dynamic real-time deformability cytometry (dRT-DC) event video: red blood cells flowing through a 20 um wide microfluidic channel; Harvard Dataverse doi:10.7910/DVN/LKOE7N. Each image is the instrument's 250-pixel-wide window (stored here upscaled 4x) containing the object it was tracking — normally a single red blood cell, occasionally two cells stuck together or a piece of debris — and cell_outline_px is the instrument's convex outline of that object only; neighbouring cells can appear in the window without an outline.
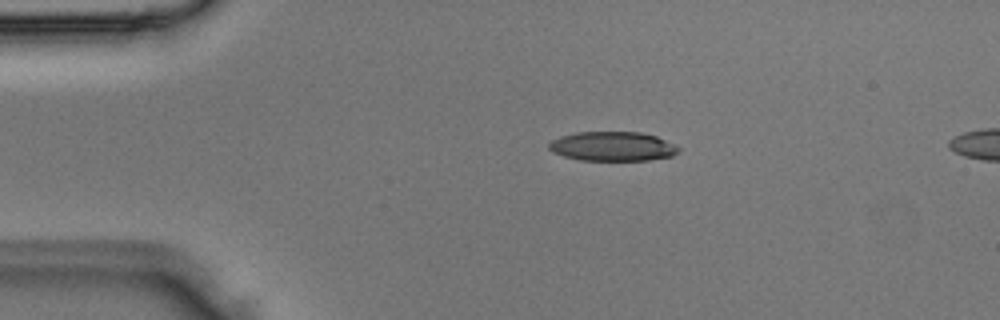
{"species": "Egyptian fruit bat (a non-hibernating species)", "species_latin": "Rousettus aegyptiacus", "temperature_condition": "room temperature", "stored_images_in_passage": 4, "camera_frame_rate_fps": 3000, "um_per_image_px": 0.085, "animal": {"sex": "male"}, "frame": {"image": 1, "passage_image": 2, "time_ms": 0.333, "image_size_px": [1000, 320], "cell_outline_px": [[680, 152], [672, 156], [648, 160], [580, 160], [564, 156], [552, 152], [548, 148], [548, 144], [552, 140], [560, 136], [576, 132], [640, 132], [656, 136], [680, 148]], "centroid_in_image_um": [52.05, 12.44], "position_along_channel_um": 33.0, "area_um2": 22.14}}